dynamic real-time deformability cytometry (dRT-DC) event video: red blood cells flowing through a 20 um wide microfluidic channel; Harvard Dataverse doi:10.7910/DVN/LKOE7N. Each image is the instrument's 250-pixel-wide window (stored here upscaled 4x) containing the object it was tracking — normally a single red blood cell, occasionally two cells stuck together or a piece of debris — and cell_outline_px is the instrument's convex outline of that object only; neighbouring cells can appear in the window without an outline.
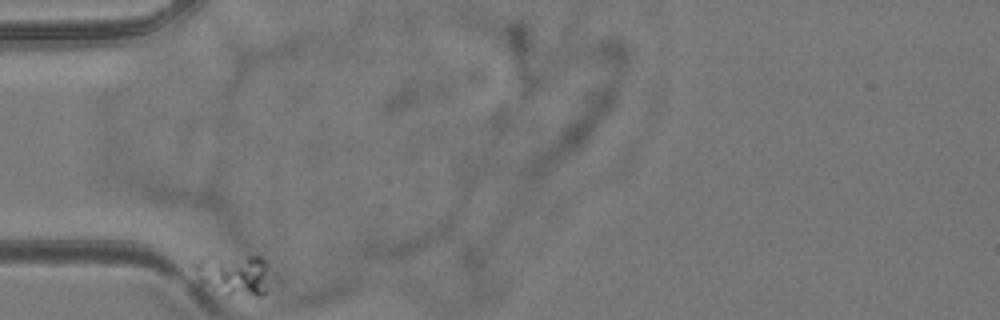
{"species": "common noctule bat (a hibernating species)", "species_latin": "Nyctalus noctula", "temperature_condition": "room temperature", "stored_images_in_passage": 37, "camera_frame_rate_fps": 3000, "um_per_image_px": 0.085, "animal": {"sex": "female", "body_mass_g": 24.6, "forearm_length_mm": 56.2}, "frame": {"image": 1, "passage_image": 1, "time_ms": 0.0, "image_size_px": [1000, 320], "cell_outline_px": [[268, 264], [264, 292], [260, 296], [224, 296], [200, 284], [192, 264], [204, 256], [260, 256], [268, 260]], "centroid_in_image_um": [19.8, 23.35], "position_along_channel_um": 65.2, "area_um2": 18.61}}
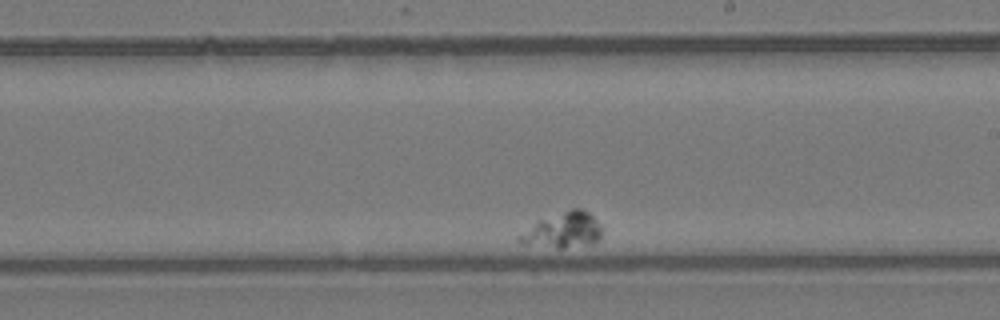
{"frame": {"image": 2, "passage_image": 23, "time_ms": 7.333, "image_size_px": [1000, 320], "cell_outline_px": [[600, 240], [592, 244], [564, 248], [556, 248], [524, 244], [516, 240], [516, 236], [536, 220], [572, 208], [580, 208], [588, 212], [592, 216], [600, 228]], "centroid_in_image_um": [47.79, 19.58], "position_along_channel_um": 241.2, "area_um2": 17.17}}
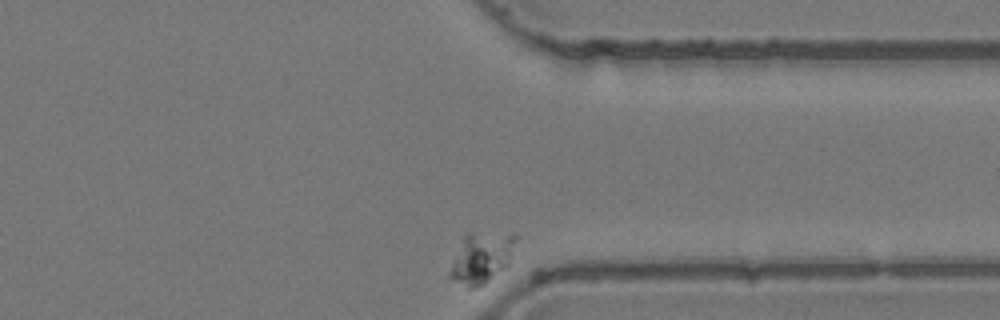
{"frame": {"image": 3, "passage_image": 37, "time_ms": 12.0, "image_size_px": [1000, 320], "cell_outline_px": [[516, 236], [508, 268], [484, 284], [476, 288], [468, 288], [448, 276], [448, 272], [464, 236], [468, 232], [516, 232]], "centroid_in_image_um": [40.96, 21.9], "position_along_channel_um": 370.4, "area_um2": 19.77}}